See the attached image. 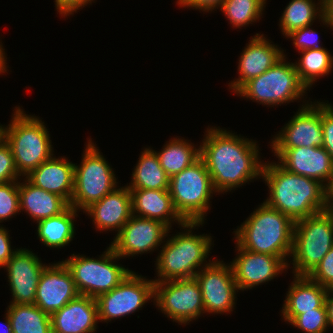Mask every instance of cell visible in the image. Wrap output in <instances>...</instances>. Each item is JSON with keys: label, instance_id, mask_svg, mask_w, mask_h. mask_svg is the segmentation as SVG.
Here are the masks:
<instances>
[{"label": "cell", "instance_id": "obj_17", "mask_svg": "<svg viewBox=\"0 0 333 333\" xmlns=\"http://www.w3.org/2000/svg\"><path fill=\"white\" fill-rule=\"evenodd\" d=\"M29 249L20 248L3 267L12 294L10 303L34 304L37 286L46 264Z\"/></svg>", "mask_w": 333, "mask_h": 333}, {"label": "cell", "instance_id": "obj_14", "mask_svg": "<svg viewBox=\"0 0 333 333\" xmlns=\"http://www.w3.org/2000/svg\"><path fill=\"white\" fill-rule=\"evenodd\" d=\"M170 228L163 222L131 215L120 232L115 235L111 247L119 257L149 253L164 243ZM149 251V252H148Z\"/></svg>", "mask_w": 333, "mask_h": 333}, {"label": "cell", "instance_id": "obj_46", "mask_svg": "<svg viewBox=\"0 0 333 333\" xmlns=\"http://www.w3.org/2000/svg\"><path fill=\"white\" fill-rule=\"evenodd\" d=\"M3 45H2V42H0V74L1 73H5L7 70V58H6V55H5V49H3Z\"/></svg>", "mask_w": 333, "mask_h": 333}, {"label": "cell", "instance_id": "obj_39", "mask_svg": "<svg viewBox=\"0 0 333 333\" xmlns=\"http://www.w3.org/2000/svg\"><path fill=\"white\" fill-rule=\"evenodd\" d=\"M321 126L323 131V148L333 160V105L321 102Z\"/></svg>", "mask_w": 333, "mask_h": 333}, {"label": "cell", "instance_id": "obj_15", "mask_svg": "<svg viewBox=\"0 0 333 333\" xmlns=\"http://www.w3.org/2000/svg\"><path fill=\"white\" fill-rule=\"evenodd\" d=\"M271 142L272 148L322 147L321 102H305Z\"/></svg>", "mask_w": 333, "mask_h": 333}, {"label": "cell", "instance_id": "obj_21", "mask_svg": "<svg viewBox=\"0 0 333 333\" xmlns=\"http://www.w3.org/2000/svg\"><path fill=\"white\" fill-rule=\"evenodd\" d=\"M83 213L91 217L98 231L115 230L118 234L132 215L131 192L126 185L116 187Z\"/></svg>", "mask_w": 333, "mask_h": 333}, {"label": "cell", "instance_id": "obj_29", "mask_svg": "<svg viewBox=\"0 0 333 333\" xmlns=\"http://www.w3.org/2000/svg\"><path fill=\"white\" fill-rule=\"evenodd\" d=\"M6 311L13 333H52L51 316L35 304L10 303Z\"/></svg>", "mask_w": 333, "mask_h": 333}, {"label": "cell", "instance_id": "obj_33", "mask_svg": "<svg viewBox=\"0 0 333 333\" xmlns=\"http://www.w3.org/2000/svg\"><path fill=\"white\" fill-rule=\"evenodd\" d=\"M266 0H224L220 10L234 28L247 27L260 20Z\"/></svg>", "mask_w": 333, "mask_h": 333}, {"label": "cell", "instance_id": "obj_40", "mask_svg": "<svg viewBox=\"0 0 333 333\" xmlns=\"http://www.w3.org/2000/svg\"><path fill=\"white\" fill-rule=\"evenodd\" d=\"M59 15L66 17L72 15L77 10L87 5H91L94 0H54Z\"/></svg>", "mask_w": 333, "mask_h": 333}, {"label": "cell", "instance_id": "obj_2", "mask_svg": "<svg viewBox=\"0 0 333 333\" xmlns=\"http://www.w3.org/2000/svg\"><path fill=\"white\" fill-rule=\"evenodd\" d=\"M269 190L265 203L294 222L325 208V185L315 179L289 172L278 162H264L262 169Z\"/></svg>", "mask_w": 333, "mask_h": 333}, {"label": "cell", "instance_id": "obj_18", "mask_svg": "<svg viewBox=\"0 0 333 333\" xmlns=\"http://www.w3.org/2000/svg\"><path fill=\"white\" fill-rule=\"evenodd\" d=\"M80 294L63 261L46 265L42 271L34 304L50 316Z\"/></svg>", "mask_w": 333, "mask_h": 333}, {"label": "cell", "instance_id": "obj_19", "mask_svg": "<svg viewBox=\"0 0 333 333\" xmlns=\"http://www.w3.org/2000/svg\"><path fill=\"white\" fill-rule=\"evenodd\" d=\"M278 163L289 172L320 181L333 177V160L323 147L271 148Z\"/></svg>", "mask_w": 333, "mask_h": 333}, {"label": "cell", "instance_id": "obj_35", "mask_svg": "<svg viewBox=\"0 0 333 333\" xmlns=\"http://www.w3.org/2000/svg\"><path fill=\"white\" fill-rule=\"evenodd\" d=\"M19 181L0 184V223L13 218L20 211Z\"/></svg>", "mask_w": 333, "mask_h": 333}, {"label": "cell", "instance_id": "obj_43", "mask_svg": "<svg viewBox=\"0 0 333 333\" xmlns=\"http://www.w3.org/2000/svg\"><path fill=\"white\" fill-rule=\"evenodd\" d=\"M321 22L333 30V0H324V18Z\"/></svg>", "mask_w": 333, "mask_h": 333}, {"label": "cell", "instance_id": "obj_37", "mask_svg": "<svg viewBox=\"0 0 333 333\" xmlns=\"http://www.w3.org/2000/svg\"><path fill=\"white\" fill-rule=\"evenodd\" d=\"M308 277L326 289H333V247Z\"/></svg>", "mask_w": 333, "mask_h": 333}, {"label": "cell", "instance_id": "obj_7", "mask_svg": "<svg viewBox=\"0 0 333 333\" xmlns=\"http://www.w3.org/2000/svg\"><path fill=\"white\" fill-rule=\"evenodd\" d=\"M169 193L176 211L185 222H205L210 199L217 192L204 161L199 158L170 177Z\"/></svg>", "mask_w": 333, "mask_h": 333}, {"label": "cell", "instance_id": "obj_47", "mask_svg": "<svg viewBox=\"0 0 333 333\" xmlns=\"http://www.w3.org/2000/svg\"><path fill=\"white\" fill-rule=\"evenodd\" d=\"M4 321L5 322L1 324L3 326L2 329H1L2 326H0V333H13L11 322H10V319H9L7 313L5 314V320Z\"/></svg>", "mask_w": 333, "mask_h": 333}, {"label": "cell", "instance_id": "obj_6", "mask_svg": "<svg viewBox=\"0 0 333 333\" xmlns=\"http://www.w3.org/2000/svg\"><path fill=\"white\" fill-rule=\"evenodd\" d=\"M332 247L333 219L327 211L296 221L290 255L294 276H308Z\"/></svg>", "mask_w": 333, "mask_h": 333}, {"label": "cell", "instance_id": "obj_28", "mask_svg": "<svg viewBox=\"0 0 333 333\" xmlns=\"http://www.w3.org/2000/svg\"><path fill=\"white\" fill-rule=\"evenodd\" d=\"M77 212L79 211L69 206L59 215L36 222L39 240L50 248L67 246L74 238V219L78 216Z\"/></svg>", "mask_w": 333, "mask_h": 333}, {"label": "cell", "instance_id": "obj_44", "mask_svg": "<svg viewBox=\"0 0 333 333\" xmlns=\"http://www.w3.org/2000/svg\"><path fill=\"white\" fill-rule=\"evenodd\" d=\"M325 306L327 309L328 322L330 327L333 328V289H328L326 298H325Z\"/></svg>", "mask_w": 333, "mask_h": 333}, {"label": "cell", "instance_id": "obj_31", "mask_svg": "<svg viewBox=\"0 0 333 333\" xmlns=\"http://www.w3.org/2000/svg\"><path fill=\"white\" fill-rule=\"evenodd\" d=\"M291 0L286 6L279 19V26L283 36H287L292 31L312 26L317 19L324 18V0Z\"/></svg>", "mask_w": 333, "mask_h": 333}, {"label": "cell", "instance_id": "obj_32", "mask_svg": "<svg viewBox=\"0 0 333 333\" xmlns=\"http://www.w3.org/2000/svg\"><path fill=\"white\" fill-rule=\"evenodd\" d=\"M298 63H294L300 81L311 89L319 77L331 73L333 69V56L326 48H315L300 51Z\"/></svg>", "mask_w": 333, "mask_h": 333}, {"label": "cell", "instance_id": "obj_8", "mask_svg": "<svg viewBox=\"0 0 333 333\" xmlns=\"http://www.w3.org/2000/svg\"><path fill=\"white\" fill-rule=\"evenodd\" d=\"M285 56L266 72L246 82L236 94L271 107L304 98L308 89L300 81L294 63L287 62Z\"/></svg>", "mask_w": 333, "mask_h": 333}, {"label": "cell", "instance_id": "obj_1", "mask_svg": "<svg viewBox=\"0 0 333 333\" xmlns=\"http://www.w3.org/2000/svg\"><path fill=\"white\" fill-rule=\"evenodd\" d=\"M205 133L200 158L217 193L224 194L262 177L264 161L260 160L257 142L220 127L208 126Z\"/></svg>", "mask_w": 333, "mask_h": 333}, {"label": "cell", "instance_id": "obj_27", "mask_svg": "<svg viewBox=\"0 0 333 333\" xmlns=\"http://www.w3.org/2000/svg\"><path fill=\"white\" fill-rule=\"evenodd\" d=\"M132 172L129 189L169 190L170 177L152 148H145Z\"/></svg>", "mask_w": 333, "mask_h": 333}, {"label": "cell", "instance_id": "obj_34", "mask_svg": "<svg viewBox=\"0 0 333 333\" xmlns=\"http://www.w3.org/2000/svg\"><path fill=\"white\" fill-rule=\"evenodd\" d=\"M304 333H325L330 327L326 308H315L298 315L291 323Z\"/></svg>", "mask_w": 333, "mask_h": 333}, {"label": "cell", "instance_id": "obj_23", "mask_svg": "<svg viewBox=\"0 0 333 333\" xmlns=\"http://www.w3.org/2000/svg\"><path fill=\"white\" fill-rule=\"evenodd\" d=\"M74 165L64 156H52L25 178L36 187L63 197L70 204L74 190Z\"/></svg>", "mask_w": 333, "mask_h": 333}, {"label": "cell", "instance_id": "obj_36", "mask_svg": "<svg viewBox=\"0 0 333 333\" xmlns=\"http://www.w3.org/2000/svg\"><path fill=\"white\" fill-rule=\"evenodd\" d=\"M20 180L11 148L0 135V184Z\"/></svg>", "mask_w": 333, "mask_h": 333}, {"label": "cell", "instance_id": "obj_4", "mask_svg": "<svg viewBox=\"0 0 333 333\" xmlns=\"http://www.w3.org/2000/svg\"><path fill=\"white\" fill-rule=\"evenodd\" d=\"M203 224L204 222H185L180 226L184 232H179L170 238L168 236L156 258L158 279L154 282L192 278L199 270L212 262L210 259L209 263L206 260L213 245L212 237L192 232L193 228L195 230Z\"/></svg>", "mask_w": 333, "mask_h": 333}, {"label": "cell", "instance_id": "obj_20", "mask_svg": "<svg viewBox=\"0 0 333 333\" xmlns=\"http://www.w3.org/2000/svg\"><path fill=\"white\" fill-rule=\"evenodd\" d=\"M249 41L239 58V78L228 85L234 93L249 80L266 72L284 56V50L278 45L271 44V40L264 34L256 33Z\"/></svg>", "mask_w": 333, "mask_h": 333}, {"label": "cell", "instance_id": "obj_12", "mask_svg": "<svg viewBox=\"0 0 333 333\" xmlns=\"http://www.w3.org/2000/svg\"><path fill=\"white\" fill-rule=\"evenodd\" d=\"M154 286V279L148 280L131 271L118 286L96 298L100 322H109L141 310L148 300H154Z\"/></svg>", "mask_w": 333, "mask_h": 333}, {"label": "cell", "instance_id": "obj_5", "mask_svg": "<svg viewBox=\"0 0 333 333\" xmlns=\"http://www.w3.org/2000/svg\"><path fill=\"white\" fill-rule=\"evenodd\" d=\"M14 110L8 126L0 125V135L9 144L17 171L24 177L50 159L54 151L45 123L20 107Z\"/></svg>", "mask_w": 333, "mask_h": 333}, {"label": "cell", "instance_id": "obj_26", "mask_svg": "<svg viewBox=\"0 0 333 333\" xmlns=\"http://www.w3.org/2000/svg\"><path fill=\"white\" fill-rule=\"evenodd\" d=\"M23 181L18 183L20 211L25 210L34 221L59 215L70 206L63 197L36 187L26 178Z\"/></svg>", "mask_w": 333, "mask_h": 333}, {"label": "cell", "instance_id": "obj_45", "mask_svg": "<svg viewBox=\"0 0 333 333\" xmlns=\"http://www.w3.org/2000/svg\"><path fill=\"white\" fill-rule=\"evenodd\" d=\"M325 208L333 209V177L329 180L325 186Z\"/></svg>", "mask_w": 333, "mask_h": 333}, {"label": "cell", "instance_id": "obj_16", "mask_svg": "<svg viewBox=\"0 0 333 333\" xmlns=\"http://www.w3.org/2000/svg\"><path fill=\"white\" fill-rule=\"evenodd\" d=\"M237 254L230 262L234 279L239 290L252 289L277 277L290 268L282 258L240 248L236 244ZM289 266V267H288Z\"/></svg>", "mask_w": 333, "mask_h": 333}, {"label": "cell", "instance_id": "obj_11", "mask_svg": "<svg viewBox=\"0 0 333 333\" xmlns=\"http://www.w3.org/2000/svg\"><path fill=\"white\" fill-rule=\"evenodd\" d=\"M153 302L165 316L179 325H187L205 313L195 277L155 282Z\"/></svg>", "mask_w": 333, "mask_h": 333}, {"label": "cell", "instance_id": "obj_10", "mask_svg": "<svg viewBox=\"0 0 333 333\" xmlns=\"http://www.w3.org/2000/svg\"><path fill=\"white\" fill-rule=\"evenodd\" d=\"M80 163L74 165V190L70 206L84 211L118 187V182L113 168L91 139L86 143Z\"/></svg>", "mask_w": 333, "mask_h": 333}, {"label": "cell", "instance_id": "obj_41", "mask_svg": "<svg viewBox=\"0 0 333 333\" xmlns=\"http://www.w3.org/2000/svg\"><path fill=\"white\" fill-rule=\"evenodd\" d=\"M9 231L0 226V268H3L18 248L12 249Z\"/></svg>", "mask_w": 333, "mask_h": 333}, {"label": "cell", "instance_id": "obj_25", "mask_svg": "<svg viewBox=\"0 0 333 333\" xmlns=\"http://www.w3.org/2000/svg\"><path fill=\"white\" fill-rule=\"evenodd\" d=\"M131 192L132 214L148 219H155L166 224L179 226L185 221L176 211L169 190L129 189Z\"/></svg>", "mask_w": 333, "mask_h": 333}, {"label": "cell", "instance_id": "obj_3", "mask_svg": "<svg viewBox=\"0 0 333 333\" xmlns=\"http://www.w3.org/2000/svg\"><path fill=\"white\" fill-rule=\"evenodd\" d=\"M255 210L234 231L236 244L248 251L280 257L288 264L295 222L265 202Z\"/></svg>", "mask_w": 333, "mask_h": 333}, {"label": "cell", "instance_id": "obj_22", "mask_svg": "<svg viewBox=\"0 0 333 333\" xmlns=\"http://www.w3.org/2000/svg\"><path fill=\"white\" fill-rule=\"evenodd\" d=\"M98 322L96 299L84 295L51 315L52 333H95Z\"/></svg>", "mask_w": 333, "mask_h": 333}, {"label": "cell", "instance_id": "obj_24", "mask_svg": "<svg viewBox=\"0 0 333 333\" xmlns=\"http://www.w3.org/2000/svg\"><path fill=\"white\" fill-rule=\"evenodd\" d=\"M282 307V318L289 324L300 314L326 308L328 289L312 281L308 276H294Z\"/></svg>", "mask_w": 333, "mask_h": 333}, {"label": "cell", "instance_id": "obj_30", "mask_svg": "<svg viewBox=\"0 0 333 333\" xmlns=\"http://www.w3.org/2000/svg\"><path fill=\"white\" fill-rule=\"evenodd\" d=\"M184 138H174L163 146L161 152H156L161 167L169 177L182 172L200 158V146Z\"/></svg>", "mask_w": 333, "mask_h": 333}, {"label": "cell", "instance_id": "obj_42", "mask_svg": "<svg viewBox=\"0 0 333 333\" xmlns=\"http://www.w3.org/2000/svg\"><path fill=\"white\" fill-rule=\"evenodd\" d=\"M224 0H177L176 3L178 6L192 9H198L199 11L209 12L214 9L220 8Z\"/></svg>", "mask_w": 333, "mask_h": 333}, {"label": "cell", "instance_id": "obj_38", "mask_svg": "<svg viewBox=\"0 0 333 333\" xmlns=\"http://www.w3.org/2000/svg\"><path fill=\"white\" fill-rule=\"evenodd\" d=\"M310 27L305 26L294 30L286 36L288 39H292L294 46L299 50L298 52L323 47L322 44L320 45L319 37L317 36L318 32Z\"/></svg>", "mask_w": 333, "mask_h": 333}, {"label": "cell", "instance_id": "obj_9", "mask_svg": "<svg viewBox=\"0 0 333 333\" xmlns=\"http://www.w3.org/2000/svg\"><path fill=\"white\" fill-rule=\"evenodd\" d=\"M119 259L123 258L109 245L98 259L72 254L63 262L71 272L79 294L96 299L118 286L132 271L116 264Z\"/></svg>", "mask_w": 333, "mask_h": 333}, {"label": "cell", "instance_id": "obj_48", "mask_svg": "<svg viewBox=\"0 0 333 333\" xmlns=\"http://www.w3.org/2000/svg\"><path fill=\"white\" fill-rule=\"evenodd\" d=\"M324 210L327 211L333 219V209H324Z\"/></svg>", "mask_w": 333, "mask_h": 333}, {"label": "cell", "instance_id": "obj_13", "mask_svg": "<svg viewBox=\"0 0 333 333\" xmlns=\"http://www.w3.org/2000/svg\"><path fill=\"white\" fill-rule=\"evenodd\" d=\"M226 264L219 259L212 260L194 276L200 286L206 314H226L235 307L239 289L230 263Z\"/></svg>", "mask_w": 333, "mask_h": 333}]
</instances>
